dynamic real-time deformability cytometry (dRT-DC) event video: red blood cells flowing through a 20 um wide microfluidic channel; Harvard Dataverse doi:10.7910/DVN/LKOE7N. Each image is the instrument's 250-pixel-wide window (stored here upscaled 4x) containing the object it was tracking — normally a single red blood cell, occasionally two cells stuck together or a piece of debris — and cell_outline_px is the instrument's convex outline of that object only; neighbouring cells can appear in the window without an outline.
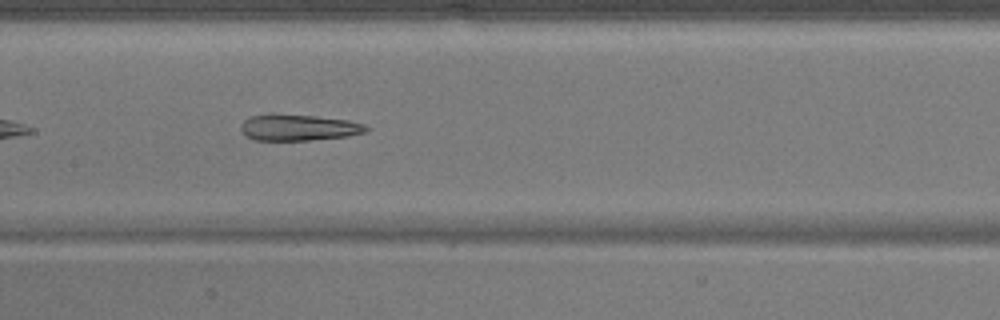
{"species": "common noctule bat (a hibernating species)", "species_latin": "Nyctalus noctula", "temperature_condition": "warm", "stored_images_in_passage": 36, "camera_frame_rate_fps": 3000, "um_per_image_px": 0.085, "animal": {"sex": "male", "body_mass_g": 17.9}, "frame": {"image": 1, "passage_image": 11, "time_ms": 3.333, "image_size_px": [1000, 320], "cell_outline_px": [[368, 128], [364, 132], [348, 136], [308, 140], [252, 140], [240, 128], [240, 124], [244, 120], [252, 116], [272, 112], [312, 116], [348, 120], [364, 124]], "centroid_in_image_um": [25.32, 10.82], "position_along_channel_um": 182.1, "area_um2": 19.19}}
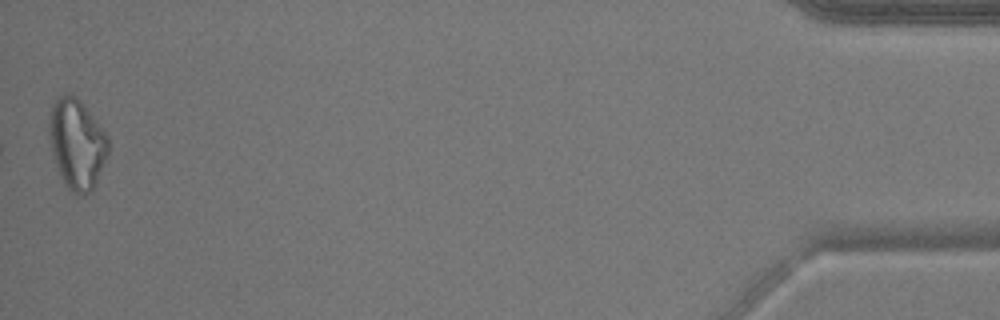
{"frame": {"image": 2, "passage_image": 36, "time_ms": 11.667, "image_size_px": [1000, 320], "cell_outline_px": [[108, 152], [96, 180], [92, 188], [84, 196], [80, 196], [72, 192], [64, 184], [60, 176], [52, 152], [48, 132], [48, 112], [52, 104], [64, 92], [76, 96], [80, 100], [104, 132], [108, 140]], "centroid_in_image_um": [6.48, 12.2], "position_along_channel_um": 428.7, "area_um2": 30.69}}